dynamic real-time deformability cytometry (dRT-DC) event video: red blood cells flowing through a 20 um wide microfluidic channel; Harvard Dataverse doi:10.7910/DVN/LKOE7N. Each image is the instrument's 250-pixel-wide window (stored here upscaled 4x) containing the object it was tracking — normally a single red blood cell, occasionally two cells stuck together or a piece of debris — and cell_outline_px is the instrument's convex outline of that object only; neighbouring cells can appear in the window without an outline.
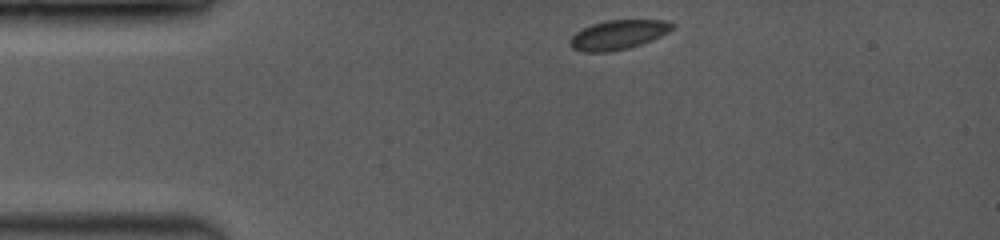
{"species": "common noctule bat (a hibernating species)", "species_latin": "Nyctalus noctula", "temperature_condition": "room temperature", "stored_images_in_passage": 16, "camera_frame_rate_fps": 3500, "um_per_image_px": 0.085, "animal": {"sex": "female", "body_mass_g": 19.0, "forearm_length_mm": 53.3}, "frame": {"image": 1, "passage_image": 1, "time_ms": 0.0, "image_size_px": [1000, 240], "cell_outline_px": [[672, 28], [668, 32], [652, 40], [628, 48], [608, 52], [584, 52], [572, 48], [568, 44], [568, 40], [576, 32], [592, 24], [608, 20], [664, 20], [672, 24]], "centroid_in_image_um": [52.49, 2.96], "position_along_channel_um": 32.5, "area_um2": 17.34}}
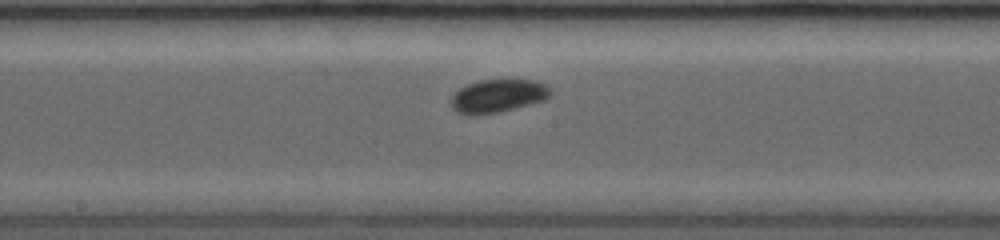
{"frame": {"image": 2, "passage_image": 10, "time_ms": 5.429, "image_size_px": [1000, 240], "cell_outline_px": [[552, 92], [544, 100], [500, 112], [456, 112], [452, 108], [452, 96], [460, 88], [468, 84], [480, 80], [536, 80], [552, 88]], "centroid_in_image_um": [42.39, 8.11], "position_along_channel_um": 205.8, "area_um2": 18.55}}
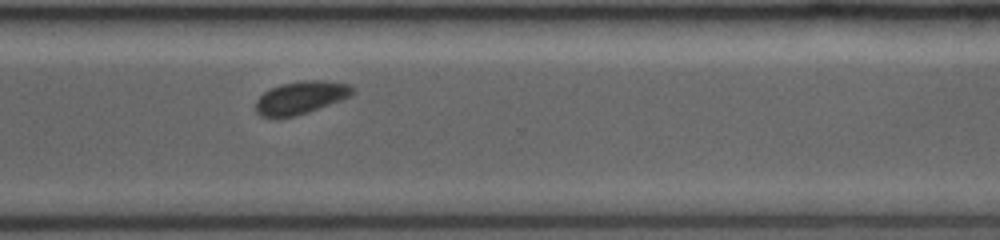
{"frame": {"image": 3, "passage_image": 16, "time_ms": 8.857, "image_size_px": [1000, 240], "cell_outline_px": [[356, 88], [348, 96], [340, 100], [308, 112], [296, 116], [260, 116], [256, 112], [256, 100], [264, 92], [280, 84], [304, 80], [320, 80], [352, 84]], "centroid_in_image_um": [25.58, 8.27], "position_along_channel_um": 345.0, "area_um2": 18.21}}